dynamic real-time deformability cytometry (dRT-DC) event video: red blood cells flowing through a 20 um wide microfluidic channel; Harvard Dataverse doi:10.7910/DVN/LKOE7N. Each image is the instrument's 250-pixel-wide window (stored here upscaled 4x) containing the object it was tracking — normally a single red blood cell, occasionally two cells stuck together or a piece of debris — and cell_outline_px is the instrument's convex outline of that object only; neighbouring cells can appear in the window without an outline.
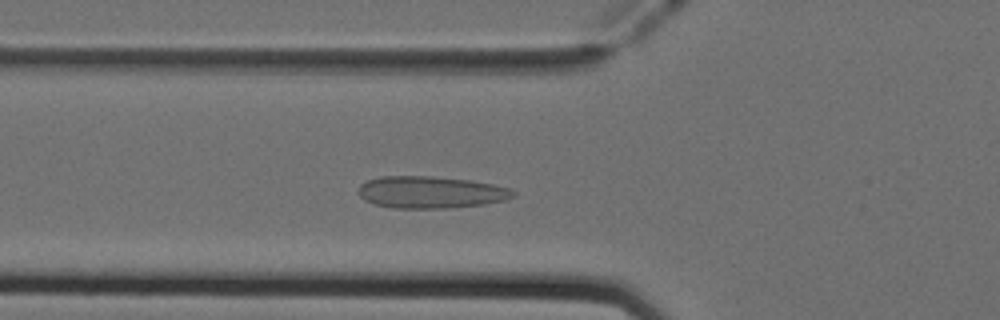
{"species": "Egyptian fruit bat (a non-hibernating species)", "species_latin": "Rousettus aegyptiacus", "temperature_condition": "cold", "stored_images_in_passage": 47, "camera_frame_rate_fps": 3000, "um_per_image_px": 0.085, "animal": {"sex": "female"}, "frame": {"image": 1, "passage_image": 14, "time_ms": 4.333, "image_size_px": [1000, 320], "cell_outline_px": [[516, 196], [508, 200], [484, 204], [448, 208], [392, 208], [372, 204], [364, 200], [360, 196], [360, 184], [368, 180], [380, 176], [432, 176], [468, 180], [492, 184], [508, 188], [516, 192]], "centroid_in_image_um": [36.62, 16.35], "position_along_channel_um": 89.2, "area_um2": 28.96}}
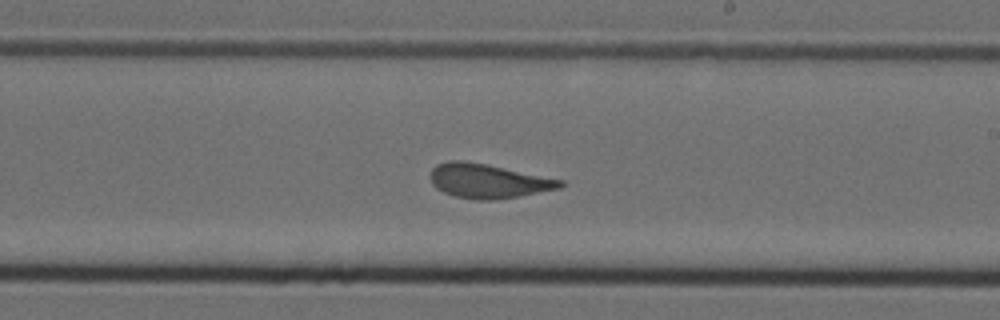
{"frame": {"image": 2, "passage_image": 26, "time_ms": 8.333, "image_size_px": [1000, 320], "cell_outline_px": [[564, 184], [560, 188], [520, 196], [496, 200], [476, 200], [452, 196], [436, 188], [432, 184], [432, 168], [436, 164], [448, 160], [464, 160], [488, 164], [564, 180]], "centroid_in_image_um": [41.49, 15.38], "position_along_channel_um": 247.5, "area_um2": 26.13}}
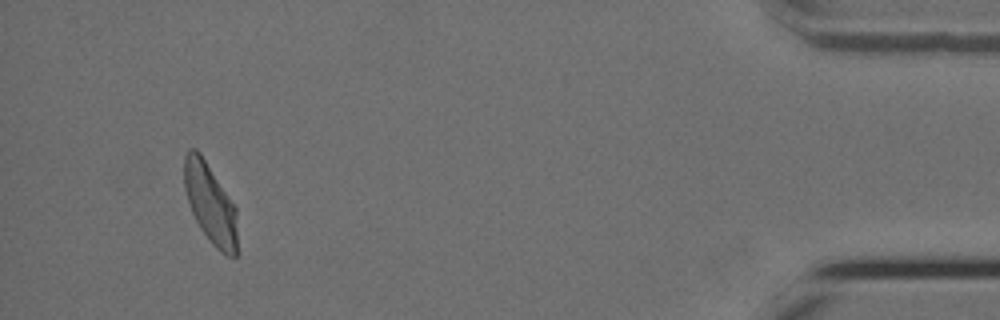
{"frame": {"image": 3, "passage_image": 44, "time_ms": 14.333, "image_size_px": [1000, 320], "cell_outline_px": [[236, 256], [228, 256], [220, 252], [212, 244], [200, 228], [192, 212], [184, 188], [184, 156], [188, 148], [196, 148], [200, 152], [236, 208]], "centroid_in_image_um": [17.85, 17.27], "position_along_channel_um": 417.4, "area_um2": 24.45}, "authors_computed_cell_mechanics": {"area_um2": 26.1256, "velocity_mm_per_s": 3.9462, "shape_relaxation_time_tau1_ms": 5.4486, "shape_relaxation_time_tau2_ms": 0.8117, "deformation_change_tau1": 0.1639, "deformation_change_tau2": 0.0967}}